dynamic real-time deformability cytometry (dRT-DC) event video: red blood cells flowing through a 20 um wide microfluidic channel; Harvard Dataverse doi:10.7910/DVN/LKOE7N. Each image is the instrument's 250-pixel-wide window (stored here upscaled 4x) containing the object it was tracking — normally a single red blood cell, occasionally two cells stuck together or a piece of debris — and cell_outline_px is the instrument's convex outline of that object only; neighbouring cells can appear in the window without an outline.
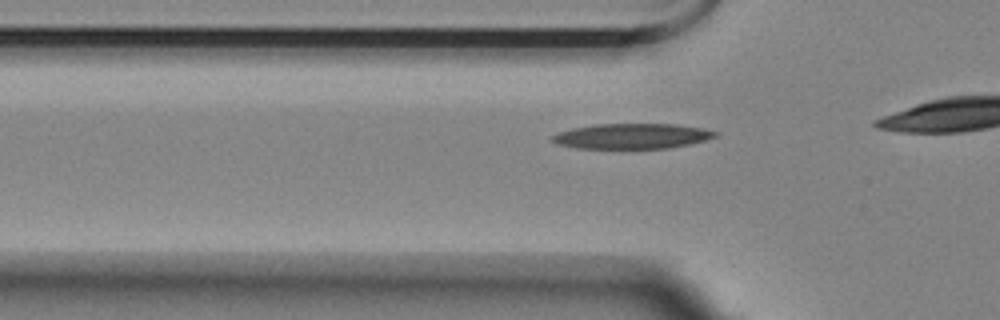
{"species": "Egyptian fruit bat (a non-hibernating species)", "species_latin": "Rousettus aegyptiacus", "temperature_condition": "room temperature", "stored_images_in_passage": 18, "camera_frame_rate_fps": 3000, "um_per_image_px": 0.085, "animal": {"sex": "female"}, "frame": {"image": 1, "passage_image": 12, "time_ms": 3.667, "image_size_px": [1000, 320], "cell_outline_px": [[720, 132], [716, 136], [704, 140], [688, 144], [668, 148], [576, 148], [560, 144], [552, 140], [552, 136], [560, 132], [572, 128], [596, 124], [676, 124], [704, 128]], "centroid_in_image_um": [53.76, 11.56], "position_along_channel_um": 72.0, "area_um2": 23.76}}
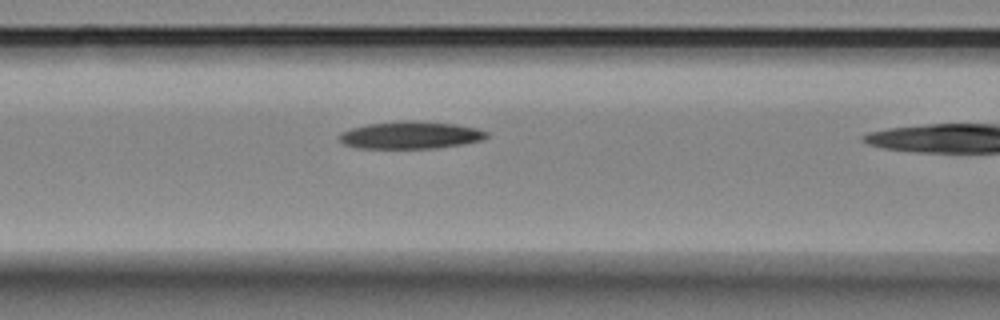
{"frame": {"image": 2, "passage_image": 17, "time_ms": 5.333, "image_size_px": [1000, 320], "cell_outline_px": [[488, 136], [484, 140], [436, 148], [360, 148], [344, 144], [336, 136], [340, 132], [352, 128], [368, 124], [404, 120], [456, 124], [476, 128], [488, 132]], "centroid_in_image_um": [34.88, 11.48], "position_along_channel_um": 131.7, "area_um2": 23.41}}